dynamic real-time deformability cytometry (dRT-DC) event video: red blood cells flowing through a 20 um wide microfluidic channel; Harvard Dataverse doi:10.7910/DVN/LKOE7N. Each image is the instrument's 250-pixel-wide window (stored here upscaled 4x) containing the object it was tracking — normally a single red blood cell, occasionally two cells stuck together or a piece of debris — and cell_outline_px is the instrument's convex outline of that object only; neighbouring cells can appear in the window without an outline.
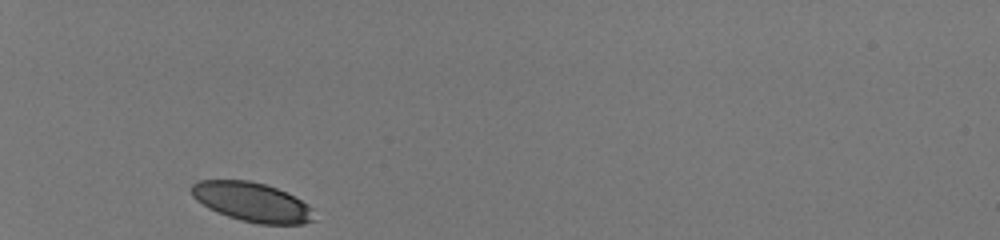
{"species": "human", "species_latin": "Homo sapiens", "temperature_condition": "room temperature", "stored_images_in_passage": 29, "camera_frame_rate_fps": 3000, "um_per_image_px": 0.085, "donor": {"sex": "male"}, "frame": {"image": 1, "passage_image": 1, "time_ms": 0.0, "image_size_px": [1000, 240], "cell_outline_px": [[316, 220], [304, 224], [260, 224], [240, 220], [228, 216], [208, 208], [196, 200], [192, 196], [192, 184], [200, 180], [248, 180], [264, 184], [276, 188], [308, 204], [312, 208]], "centroid_in_image_um": [21.43, 17.18], "position_along_channel_um": 63.6, "area_um2": 27.92}}
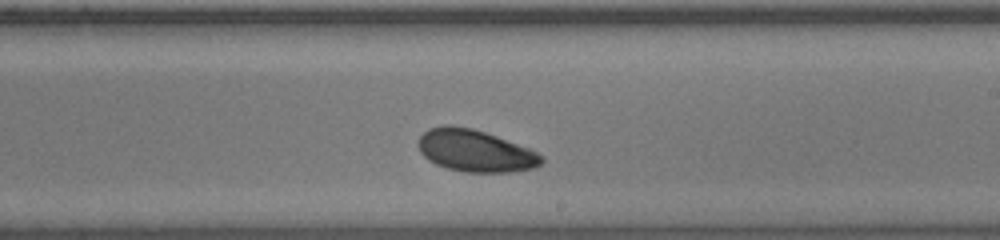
{"frame": {"image": 2, "passage_image": 17, "time_ms": 5.333, "image_size_px": [1000, 240], "cell_outline_px": [[544, 160], [536, 168], [512, 172], [464, 172], [448, 168], [436, 164], [428, 160], [420, 152], [416, 144], [420, 136], [428, 128], [444, 124], [448, 124], [472, 128], [496, 136], [528, 148], [544, 156]], "centroid_in_image_um": [40.36, 12.81], "position_along_channel_um": 248.6, "area_um2": 30.35}}
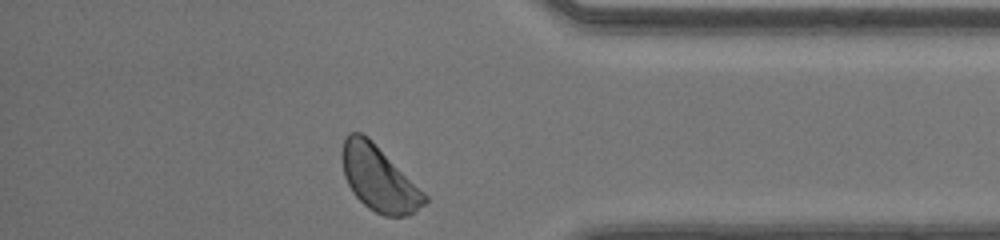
{"frame": {"image": 3, "passage_image": 29, "time_ms": 9.333, "image_size_px": [1000, 240], "cell_outline_px": [[428, 200], [424, 204], [408, 216], [384, 216], [368, 208], [352, 192], [344, 176], [340, 156], [340, 152], [344, 140], [348, 132], [360, 132], [368, 136], [428, 196]], "centroid_in_image_um": [32.17, 15.16], "position_along_channel_um": 403.0, "area_um2": 31.33}, "authors_computed_cell_mechanics": {"area_um2": 29.7092, "velocity_mm_per_s": 4.0634, "shape_relaxation_time_tau1_ms": 1.7882, "shape_relaxation_time_tau2_ms": null, "deformation_change_tau1": 0.0791, "deformation_change_tau2": null}}